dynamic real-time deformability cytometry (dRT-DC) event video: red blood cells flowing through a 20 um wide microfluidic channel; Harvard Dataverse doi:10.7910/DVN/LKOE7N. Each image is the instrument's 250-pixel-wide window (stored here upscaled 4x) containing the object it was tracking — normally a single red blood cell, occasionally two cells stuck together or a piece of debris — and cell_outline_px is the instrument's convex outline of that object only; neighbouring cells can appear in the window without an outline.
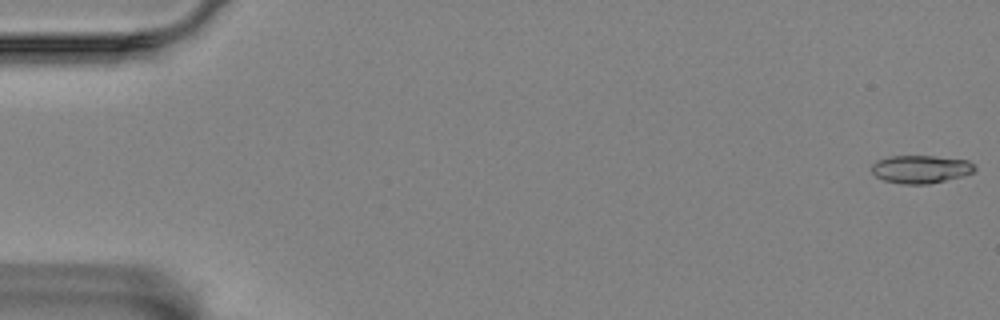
{"species": "Egyptian fruit bat (a non-hibernating species)", "species_latin": "Rousettus aegyptiacus", "temperature_condition": "room temperature", "stored_images_in_passage": 58, "camera_frame_rate_fps": 3000, "um_per_image_px": 0.085, "animal": {"sex": "female"}, "frame": {"image": 1, "passage_image": 1, "time_ms": 0.0, "image_size_px": [1000, 320], "cell_outline_px": [[976, 172], [928, 184], [904, 184], [884, 180], [876, 176], [872, 172], [872, 164], [876, 160], [888, 156], [936, 156], [968, 160], [976, 168]], "centroid_in_image_um": [78.25, 14.37], "position_along_channel_um": 6.7, "area_um2": 16.76}}
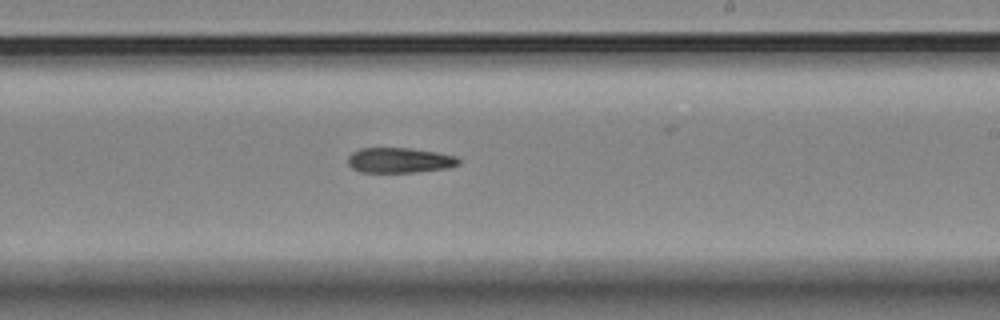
{"frame": {"image": 2, "passage_image": 35, "time_ms": 11.333, "image_size_px": [1000, 320], "cell_outline_px": [[460, 164], [448, 168], [412, 172], [360, 172], [352, 168], [348, 164], [348, 156], [352, 152], [360, 148], [412, 148], [436, 152], [456, 156], [460, 160]], "centroid_in_image_um": [33.95, 13.62], "position_along_channel_um": 255.0, "area_um2": 16.3}}
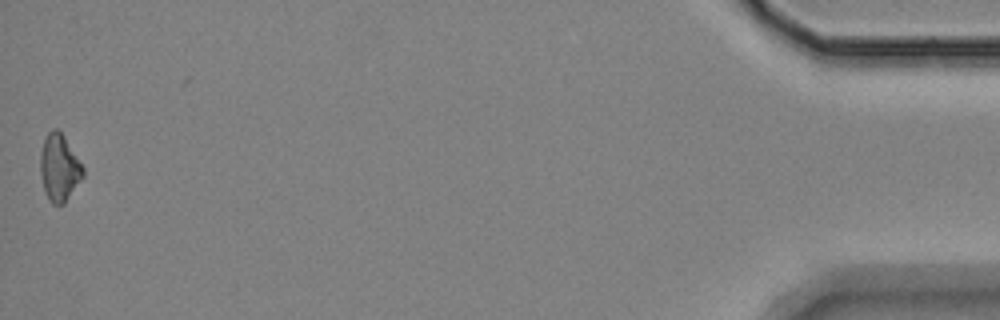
{"frame": {"image": 3, "passage_image": 58, "time_ms": 19.0, "image_size_px": [1000, 320], "cell_outline_px": [[84, 176], [64, 204], [52, 204], [48, 200], [44, 192], [40, 172], [40, 152], [44, 140], [48, 132], [52, 128], [56, 128], [64, 136], [84, 168]], "centroid_in_image_um": [5.03, 14.27], "position_along_channel_um": 430.2, "area_um2": 16.7}}